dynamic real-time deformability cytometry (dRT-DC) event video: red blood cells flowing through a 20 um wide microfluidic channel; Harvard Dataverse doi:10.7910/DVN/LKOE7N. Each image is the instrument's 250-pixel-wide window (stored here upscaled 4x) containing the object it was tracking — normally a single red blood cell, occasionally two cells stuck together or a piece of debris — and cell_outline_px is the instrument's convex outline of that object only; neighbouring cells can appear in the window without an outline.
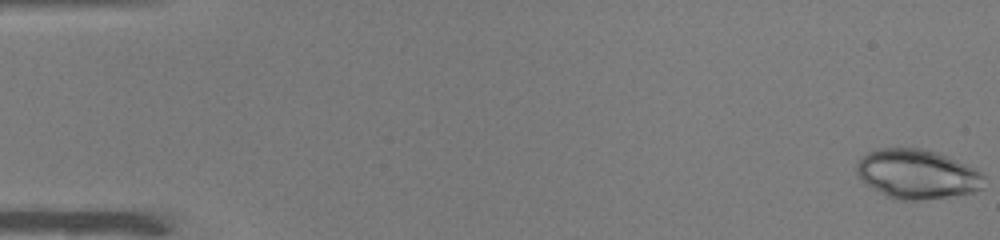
{"species": "common noctule bat (a hibernating species)", "species_latin": "Nyctalus noctula", "temperature_condition": "warm", "stored_images_in_passage": 50, "camera_frame_rate_fps": 3000, "um_per_image_px": 0.085, "animal": {"sex": "male", "body_mass_g": 19.0, "forearm_length_mm": 50.8}, "frame": {"image": 1, "passage_image": 1, "time_ms": 0.0, "image_size_px": [1000, 240], "cell_outline_px": [[984, 176], [980, 188], [972, 192], [916, 200], [896, 200], [888, 196], [860, 180], [856, 172], [856, 164], [860, 156], [868, 152], [880, 148], [920, 148], [936, 152], [948, 156], [976, 168]], "centroid_in_image_um": [77.9, 14.77], "position_along_channel_um": 7.1, "area_um2": 36.3}}
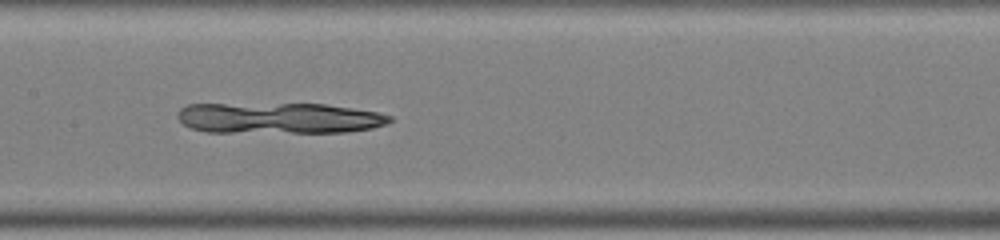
{"frame": {"image": 2, "passage_image": 26, "time_ms": 8.333, "image_size_px": [1000, 240], "cell_outline_px": [[392, 120], [388, 124], [372, 128], [348, 132], [208, 132], [192, 128], [184, 124], [176, 116], [180, 108], [188, 104], [324, 104], [352, 108], [376, 112], [392, 116]], "centroid_in_image_um": [23.72, 10.04], "position_along_channel_um": 183.7, "area_um2": 38.15}}
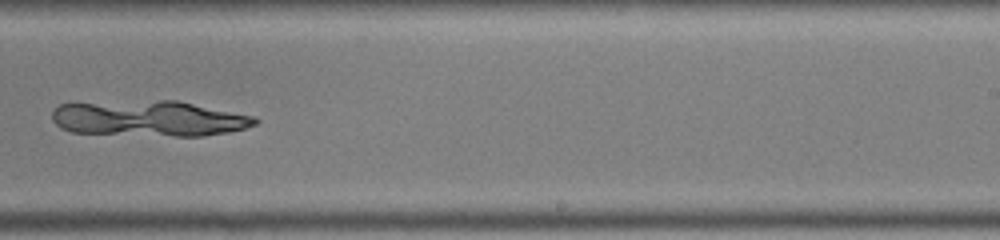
{"frame": {"image": 3, "passage_image": 33, "time_ms": 10.667, "image_size_px": [1000, 240], "cell_outline_px": [[260, 120], [256, 124], [244, 128], [228, 132], [204, 136], [176, 136], [72, 132], [60, 128], [52, 120], [52, 112], [60, 104], [160, 100], [176, 100], [256, 116]], "centroid_in_image_um": [12.72, 10.07], "position_along_channel_um": 276.3, "area_um2": 42.02}}